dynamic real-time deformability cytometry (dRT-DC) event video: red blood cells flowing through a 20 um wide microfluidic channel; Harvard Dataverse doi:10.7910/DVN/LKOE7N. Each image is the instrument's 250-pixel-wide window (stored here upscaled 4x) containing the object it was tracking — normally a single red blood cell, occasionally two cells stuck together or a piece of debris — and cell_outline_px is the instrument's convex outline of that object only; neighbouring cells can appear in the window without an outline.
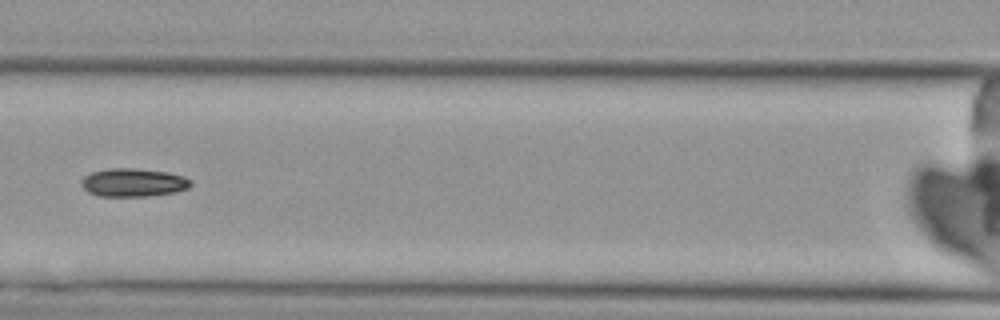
{"species": "Egyptian fruit bat (a non-hibernating species)", "species_latin": "Rousettus aegyptiacus", "temperature_condition": "cold", "stored_images_in_passage": 6, "camera_frame_rate_fps": 3000, "um_per_image_px": 0.085, "animal": {"sex": "female"}, "frame": {"image": 1, "passage_image": 6, "time_ms": 6.0, "image_size_px": [1000, 320], "cell_outline_px": [[192, 184], [188, 188], [176, 192], [148, 196], [100, 196], [88, 192], [80, 184], [80, 180], [84, 176], [92, 172], [108, 168], [136, 168], [168, 172], [184, 176], [192, 180]], "centroid_in_image_um": [11.34, 15.51], "position_along_channel_um": 155.3, "area_um2": 18.21}}